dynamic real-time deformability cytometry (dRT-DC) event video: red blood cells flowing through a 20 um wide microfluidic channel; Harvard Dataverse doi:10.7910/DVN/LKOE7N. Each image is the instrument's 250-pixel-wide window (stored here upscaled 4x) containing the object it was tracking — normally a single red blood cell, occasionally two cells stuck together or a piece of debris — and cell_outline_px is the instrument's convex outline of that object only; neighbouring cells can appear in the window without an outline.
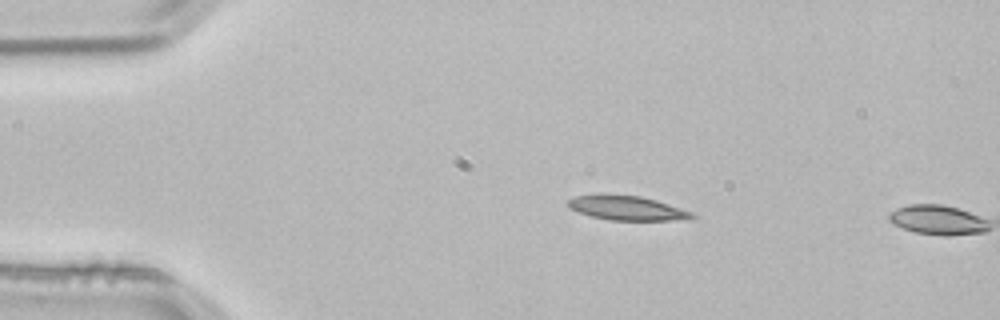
{"species": "common noctule bat (a hibernating species)", "species_latin": "Nyctalus noctula", "temperature_condition": "room temperature", "stored_images_in_passage": 2, "camera_frame_rate_fps": 3000, "um_per_image_px": 0.085, "animal": {"sex": "male", "body_mass_g": 21.5, "forearm_length_mm": 52.0}, "frame": {"image": 1, "passage_image": 1, "time_ms": 0.0, "image_size_px": [1000, 320], "cell_outline_px": [[696, 216], [684, 220], [612, 220], [592, 216], [568, 208], [568, 200], [576, 196], [600, 192], [604, 192], [640, 196], [656, 200], [692, 212]], "centroid_in_image_um": [53.25, 17.65], "position_along_channel_um": 31.8, "area_um2": 17.86}}